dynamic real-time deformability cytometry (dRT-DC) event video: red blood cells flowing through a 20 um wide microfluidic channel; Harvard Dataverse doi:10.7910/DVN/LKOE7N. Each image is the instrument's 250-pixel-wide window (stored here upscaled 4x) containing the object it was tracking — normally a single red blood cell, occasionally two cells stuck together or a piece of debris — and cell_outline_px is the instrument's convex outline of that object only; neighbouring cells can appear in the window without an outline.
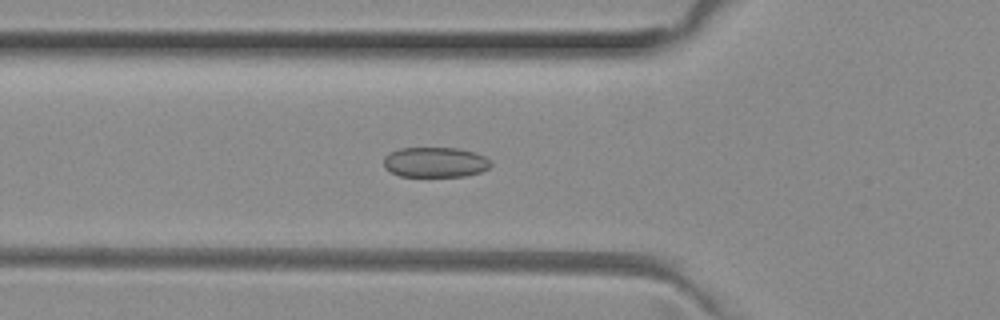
{"species": "common noctule bat (a hibernating species)", "species_latin": "Nyctalus noctula", "temperature_condition": "room temperature", "stored_images_in_passage": 49, "camera_frame_rate_fps": 3000, "um_per_image_px": 0.085, "animal": {"sex": "female", "body_mass_g": 29.2, "forearm_length_mm": 56.3}, "frame": {"image": 1, "passage_image": 16, "time_ms": 5.0, "image_size_px": [1000, 320], "cell_outline_px": [[492, 164], [488, 168], [480, 172], [464, 176], [400, 176], [384, 168], [384, 156], [388, 152], [400, 148], [456, 148], [472, 152], [484, 156], [492, 160]], "centroid_in_image_um": [36.97, 13.78], "position_along_channel_um": 88.8, "area_um2": 18.84}}
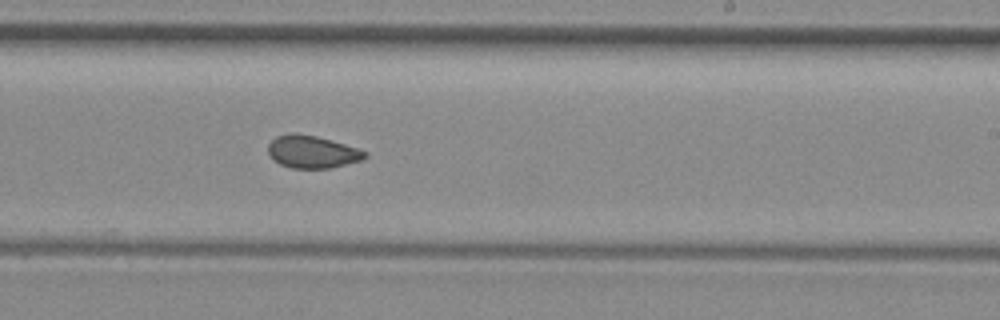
{"frame": {"image": 2, "passage_image": 29, "time_ms": 9.333, "image_size_px": [1000, 320], "cell_outline_px": [[368, 156], [364, 160], [328, 168], [292, 168], [280, 164], [272, 160], [268, 152], [268, 144], [276, 136], [292, 132], [296, 132], [316, 136], [344, 144], [368, 152]], "centroid_in_image_um": [26.52, 12.9], "position_along_channel_um": 262.5, "area_um2": 18.44}}
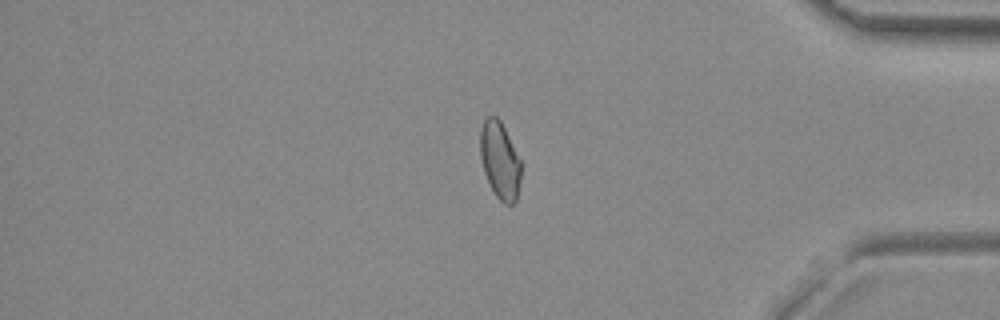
{"frame": {"image": 3, "passage_image": 41, "time_ms": 13.333, "image_size_px": [1000, 320], "cell_outline_px": [[520, 180], [516, 200], [512, 204], [504, 204], [496, 196], [484, 172], [480, 156], [480, 128], [484, 120], [488, 116], [496, 116], [500, 120], [520, 160]], "centroid_in_image_um": [42.47, 13.62], "position_along_channel_um": 392.7, "area_um2": 18.03}, "authors_computed_cell_mechanics": {"area_um2": 19.1896, "velocity_mm_per_s": 4.009, "shape_relaxation_time_tau1_ms": null, "shape_relaxation_time_tau2_ms": 1.8913, "deformation_change_tau1": null, "deformation_change_tau2": 0.0697}}